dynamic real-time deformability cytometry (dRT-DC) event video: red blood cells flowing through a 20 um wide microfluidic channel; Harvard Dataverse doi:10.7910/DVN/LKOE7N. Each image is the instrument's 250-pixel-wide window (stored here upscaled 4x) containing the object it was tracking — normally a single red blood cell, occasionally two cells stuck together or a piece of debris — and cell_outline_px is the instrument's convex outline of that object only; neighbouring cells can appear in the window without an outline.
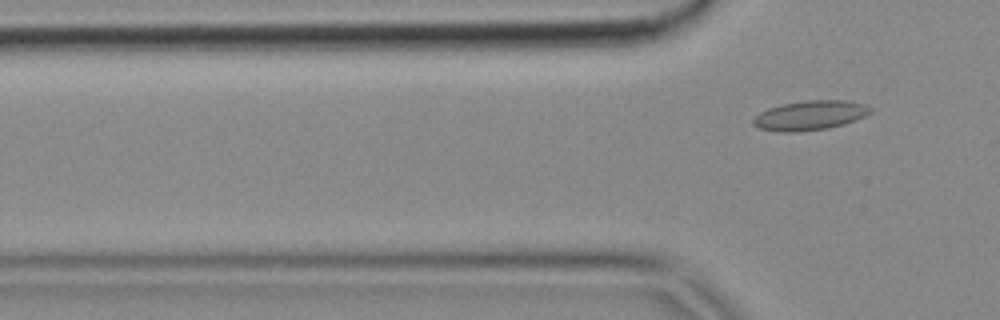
{"species": "common noctule bat (a hibernating species)", "species_latin": "Nyctalus noctula", "temperature_condition": "cold", "stored_images_in_passage": 3, "camera_frame_rate_fps": 3000, "um_per_image_px": 0.085, "animal": {"sex": "female", "body_mass_g": 18.4}, "frame": {"image": 1, "passage_image": 3, "time_ms": 0.667, "image_size_px": [1000, 320], "cell_outline_px": [[872, 112], [856, 120], [844, 124], [828, 128], [800, 132], [784, 132], [760, 128], [752, 124], [752, 120], [760, 112], [768, 108], [780, 104], [808, 100], [844, 100], [864, 104], [872, 108]], "centroid_in_image_um": [68.85, 9.8], "position_along_channel_um": 56.9, "area_um2": 20.17}}